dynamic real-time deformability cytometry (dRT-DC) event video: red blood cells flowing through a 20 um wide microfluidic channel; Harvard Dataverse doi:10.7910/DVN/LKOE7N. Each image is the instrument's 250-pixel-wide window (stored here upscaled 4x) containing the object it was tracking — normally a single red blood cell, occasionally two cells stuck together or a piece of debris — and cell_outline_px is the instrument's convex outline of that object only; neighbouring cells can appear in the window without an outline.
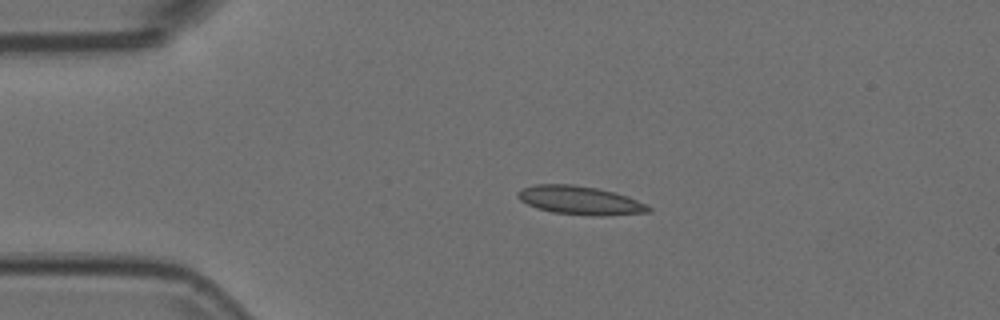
{"species": "Egyptian fruit bat (a non-hibernating species)", "species_latin": "Rousettus aegyptiacus", "temperature_condition": "room temperature", "stored_images_in_passage": 44, "camera_frame_rate_fps": 3000, "um_per_image_px": 0.085, "animal": {"sex": "female"}, "frame": {"image": 1, "passage_image": 1, "time_ms": 0.0, "image_size_px": [1000, 320], "cell_outline_px": [[652, 212], [604, 216], [592, 216], [552, 212], [536, 208], [520, 200], [516, 196], [516, 192], [524, 188], [536, 184], [572, 184], [596, 188], [628, 196], [652, 208]], "centroid_in_image_um": [49.29, 17.04], "position_along_channel_um": 35.7, "area_um2": 21.73}}
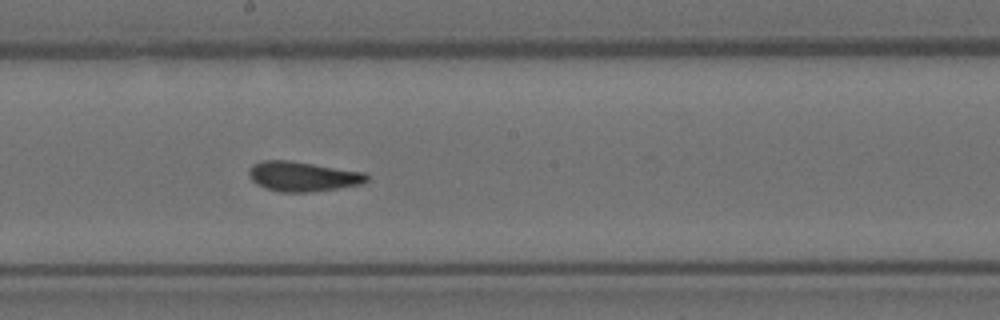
{"frame": {"image": 2, "passage_image": 19, "time_ms": 6.0, "image_size_px": [1000, 320], "cell_outline_px": [[372, 180], [364, 184], [308, 192], [280, 192], [264, 188], [256, 184], [248, 176], [248, 168], [252, 164], [264, 160], [288, 160], [364, 172]], "centroid_in_image_um": [25.72, 15.0], "position_along_channel_um": 222.5, "area_um2": 20.63}}
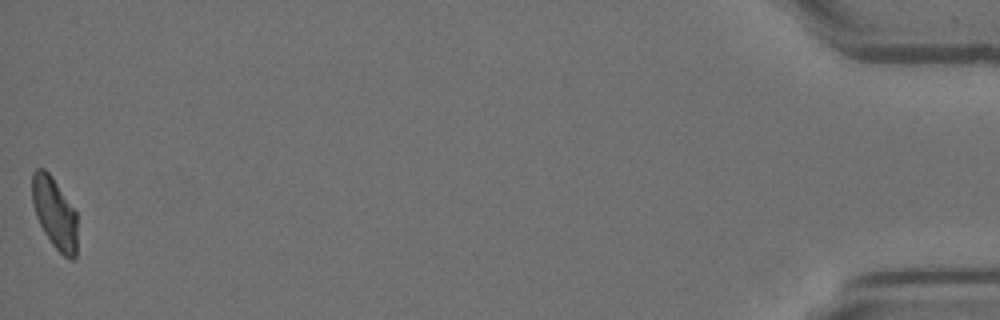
{"frame": {"image": 3, "passage_image": 44, "time_ms": 14.333, "image_size_px": [1000, 320], "cell_outline_px": [[76, 256], [72, 260], [68, 260], [52, 244], [44, 232], [36, 216], [32, 204], [32, 172], [36, 168], [44, 168], [52, 176], [76, 212]], "centroid_in_image_um": [4.62, 18.1], "position_along_channel_um": 430.6, "area_um2": 18.67}}